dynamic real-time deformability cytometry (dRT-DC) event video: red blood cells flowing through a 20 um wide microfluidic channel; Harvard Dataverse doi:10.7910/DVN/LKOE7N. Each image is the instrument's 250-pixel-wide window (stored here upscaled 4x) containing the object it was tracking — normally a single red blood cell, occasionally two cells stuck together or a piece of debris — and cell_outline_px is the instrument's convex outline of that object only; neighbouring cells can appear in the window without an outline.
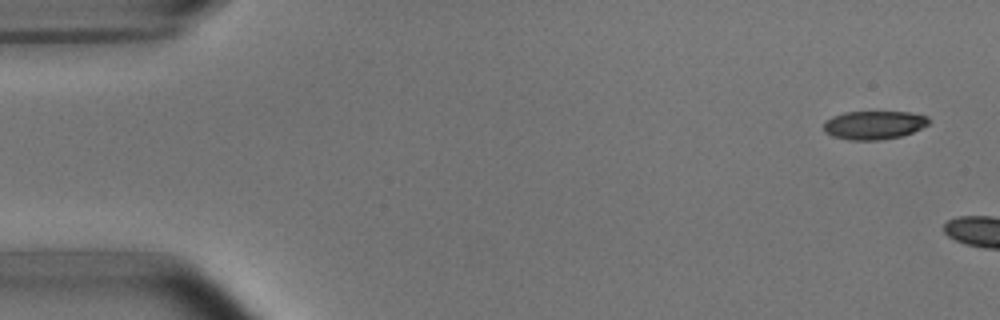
{"species": "common noctule bat (a hibernating species)", "species_latin": "Nyctalus noctula", "temperature_condition": "room temperature", "stored_images_in_passage": 3, "camera_frame_rate_fps": 3000, "um_per_image_px": 0.085, "animal": {"sex": "male", "body_mass_g": 15.6}, "frame": {"image": 1, "passage_image": 1, "time_ms": 0.0, "image_size_px": [1000, 320], "cell_outline_px": [[928, 124], [912, 132], [900, 136], [880, 140], [848, 140], [832, 136], [824, 132], [824, 120], [832, 116], [844, 112], [908, 112], [928, 116]], "centroid_in_image_um": [74.23, 10.63], "position_along_channel_um": 10.8, "area_um2": 17.46}}